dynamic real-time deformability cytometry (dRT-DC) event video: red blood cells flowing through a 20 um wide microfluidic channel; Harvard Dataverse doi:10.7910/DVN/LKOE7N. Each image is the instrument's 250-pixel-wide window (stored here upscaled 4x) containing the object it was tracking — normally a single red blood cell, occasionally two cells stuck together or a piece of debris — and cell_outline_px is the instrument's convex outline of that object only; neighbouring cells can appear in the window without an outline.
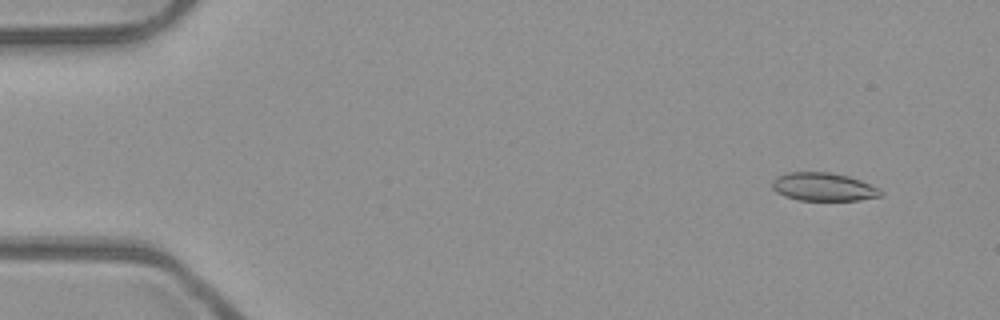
{"species": "common noctule bat (a hibernating species)", "species_latin": "Nyctalus noctula", "temperature_condition": "room temperature", "stored_images_in_passage": 6, "segment_of_instrument_passage": [1, 2], "camera_frame_rate_fps": 3000, "um_per_image_px": 0.085, "animal": {"sex": "male", "body_mass_g": 23.1, "forearm_length_mm": 52.7}, "frame": {"image": 1, "passage_image": 2, "time_ms": 0.333, "image_size_px": [1000, 320], "cell_outline_px": [[884, 192], [880, 196], [860, 200], [800, 200], [784, 196], [776, 192], [772, 188], [772, 180], [776, 176], [788, 172], [828, 172], [848, 176], [860, 180], [880, 188]], "centroid_in_image_um": [69.98, 15.88], "position_along_channel_um": 15.0, "area_um2": 17.92}}